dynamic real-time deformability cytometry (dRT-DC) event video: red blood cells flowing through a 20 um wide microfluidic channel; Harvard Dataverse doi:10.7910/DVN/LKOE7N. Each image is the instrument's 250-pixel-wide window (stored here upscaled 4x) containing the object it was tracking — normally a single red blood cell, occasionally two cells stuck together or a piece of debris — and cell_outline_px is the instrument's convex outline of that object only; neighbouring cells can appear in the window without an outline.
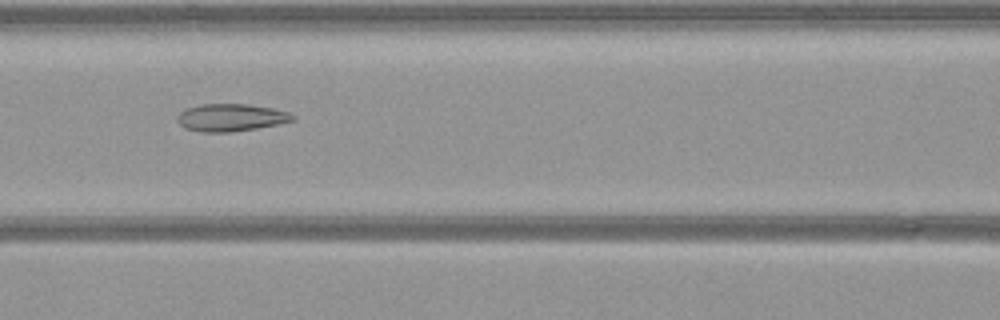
{"species": "common noctule bat (a hibernating species)", "species_latin": "Nyctalus noctula", "temperature_condition": "warm", "stored_images_in_passage": 52, "camera_frame_rate_fps": 3000, "um_per_image_px": 0.085, "animal": {"sex": "female", "body_mass_g": 21.9}, "frame": {"image": 1, "passage_image": 22, "time_ms": 7.0, "image_size_px": [1000, 320], "cell_outline_px": [[296, 120], [256, 128], [232, 132], [200, 132], [184, 128], [176, 120], [176, 116], [180, 112], [188, 108], [200, 104], [248, 104], [272, 108], [288, 112], [296, 116]], "centroid_in_image_um": [19.61, 9.99], "position_along_channel_um": 147.0, "area_um2": 18.5}}
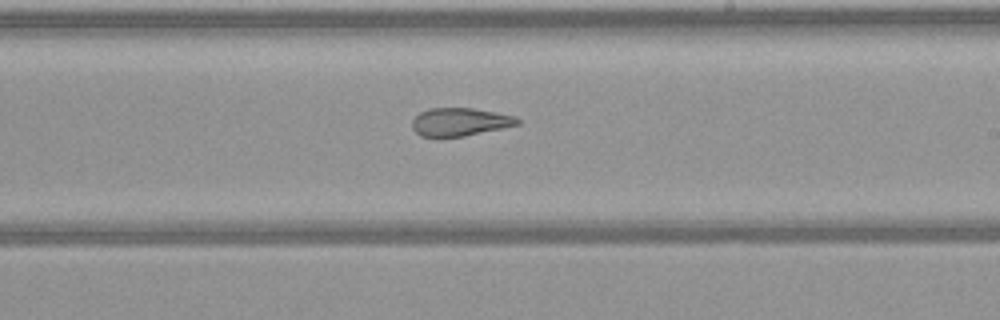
{"frame": {"image": 2, "passage_image": 30, "time_ms": 9.667, "image_size_px": [1000, 320], "cell_outline_px": [[520, 124], [464, 136], [420, 136], [412, 128], [412, 120], [420, 112], [428, 108], [472, 108], [496, 112], [516, 116], [520, 120]], "centroid_in_image_um": [39.09, 10.35], "position_along_channel_um": 249.9, "area_um2": 17.11}}
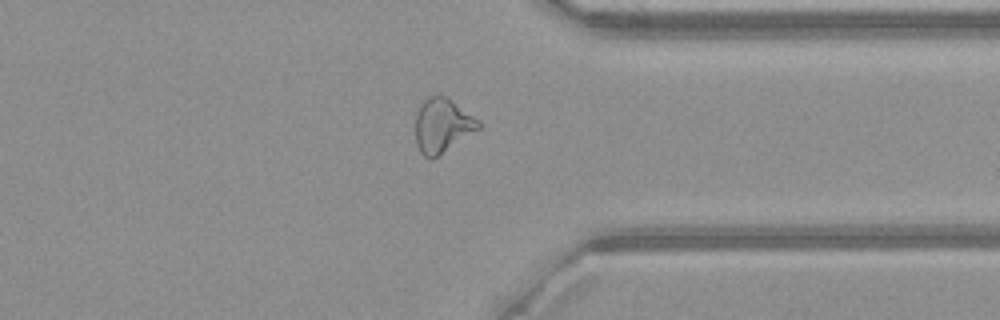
{"frame": {"image": 3, "passage_image": 40, "time_ms": 13.0, "image_size_px": [1000, 320], "cell_outline_px": [[480, 128], [432, 160], [424, 156], [420, 152], [416, 144], [416, 116], [420, 104], [428, 96], [444, 96], [452, 100], [480, 120]], "centroid_in_image_um": [37.59, 10.67], "position_along_channel_um": 373.8, "area_um2": 19.83}}